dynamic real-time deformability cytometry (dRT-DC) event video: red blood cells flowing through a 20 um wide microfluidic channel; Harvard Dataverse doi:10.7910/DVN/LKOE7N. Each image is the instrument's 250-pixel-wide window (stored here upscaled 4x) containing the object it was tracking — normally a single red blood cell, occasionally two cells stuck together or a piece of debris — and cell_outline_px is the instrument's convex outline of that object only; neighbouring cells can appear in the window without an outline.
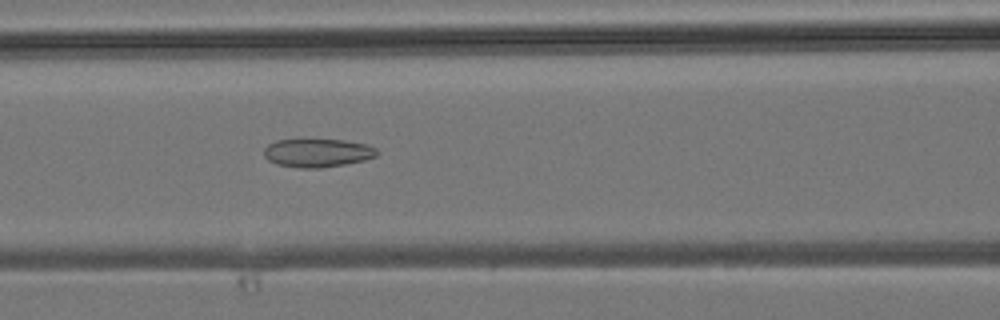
{"species": "common noctule bat (a hibernating species)", "species_latin": "Nyctalus noctula", "temperature_condition": "room temperature", "stored_images_in_passage": 41, "camera_frame_rate_fps": 3000, "um_per_image_px": 0.085, "animal": {"sex": "male", "body_mass_g": 19.2, "forearm_length_mm": 51.8}, "frame": {"image": 1, "passage_image": 16, "time_ms": 5.0, "image_size_px": [1000, 320], "cell_outline_px": [[380, 152], [376, 156], [364, 160], [344, 164], [320, 168], [300, 168], [276, 164], [268, 160], [264, 156], [264, 148], [268, 144], [276, 140], [344, 140], [368, 144], [376, 148]], "centroid_in_image_um": [27.0, 12.99], "position_along_channel_um": 139.6, "area_um2": 18.73}}
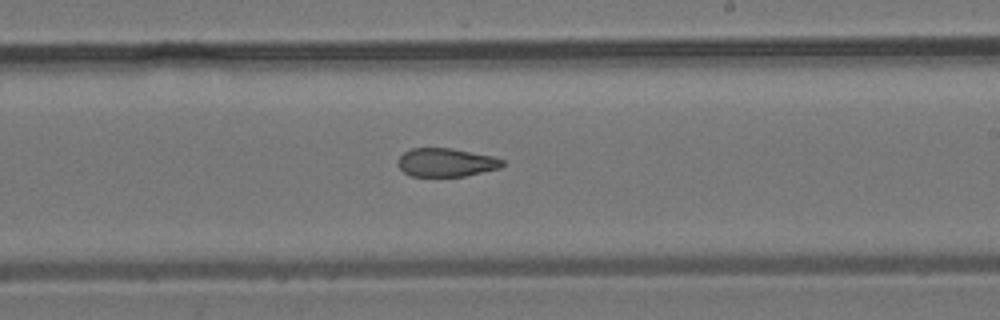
{"frame": {"image": 2, "passage_image": 23, "time_ms": 7.333, "image_size_px": [1000, 320], "cell_outline_px": [[504, 164], [500, 168], [464, 176], [412, 176], [404, 172], [400, 168], [400, 156], [404, 152], [412, 148], [452, 148], [492, 156], [504, 160]], "centroid_in_image_um": [37.95, 13.8], "position_along_channel_um": 251.1, "area_um2": 17.11}}
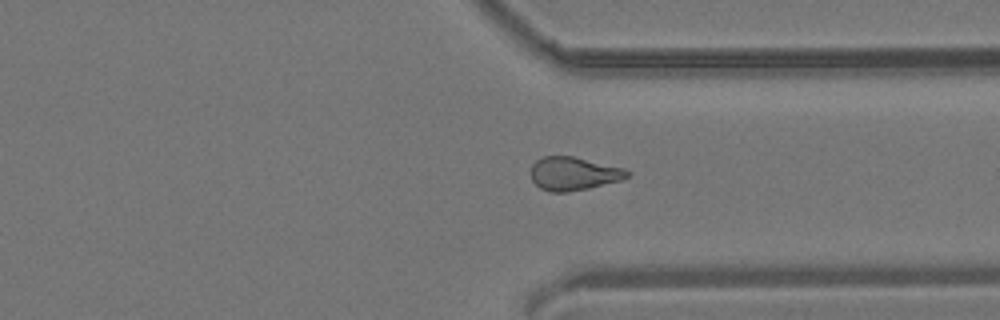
{"frame": {"image": 3, "passage_image": 30, "time_ms": 9.667, "image_size_px": [1000, 320], "cell_outline_px": [[632, 172], [628, 176], [620, 180], [588, 188], [564, 192], [552, 192], [540, 188], [532, 180], [532, 164], [536, 160], [544, 156], [572, 156], [624, 168]], "centroid_in_image_um": [48.76, 14.75], "position_along_channel_um": 362.6, "area_um2": 18.5}}